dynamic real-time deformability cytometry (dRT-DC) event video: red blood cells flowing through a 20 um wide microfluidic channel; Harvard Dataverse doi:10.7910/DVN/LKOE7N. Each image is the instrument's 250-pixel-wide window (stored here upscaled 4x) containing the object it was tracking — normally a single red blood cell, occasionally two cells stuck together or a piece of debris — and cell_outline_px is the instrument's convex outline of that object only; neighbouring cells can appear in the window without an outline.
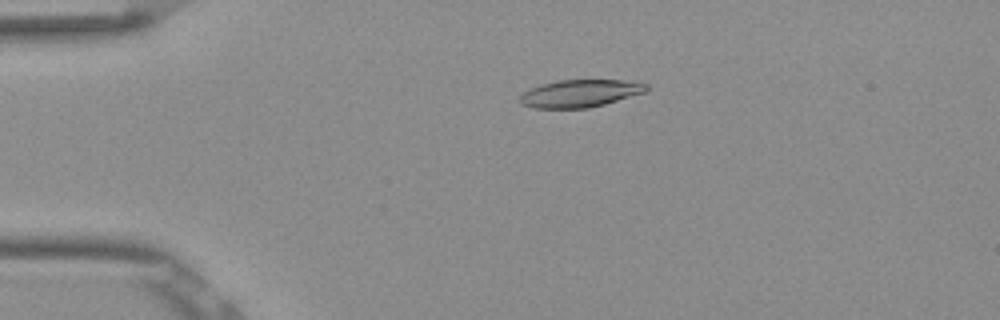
{"species": "Egyptian fruit bat (a non-hibernating species)", "species_latin": "Rousettus aegyptiacus", "temperature_condition": "room temperature", "stored_images_in_passage": 53, "camera_frame_rate_fps": 3000, "um_per_image_px": 0.085, "frame": {"image": 1, "passage_image": 12, "time_ms": 3.667, "image_size_px": [1000, 320], "cell_outline_px": [[648, 88], [644, 92], [604, 104], [588, 108], [532, 108], [520, 104], [516, 100], [524, 92], [540, 84], [556, 80], [624, 80], [648, 84]], "centroid_in_image_um": [49.24, 7.94], "position_along_channel_um": 35.8, "area_um2": 20.29}}
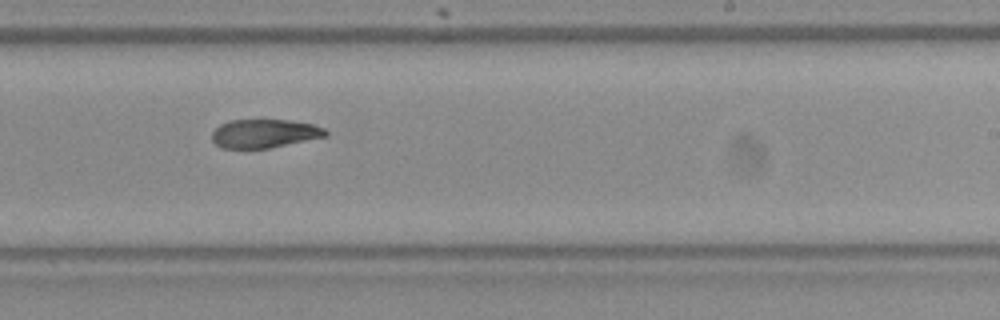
{"frame": {"image": 2, "passage_image": 33, "time_ms": 10.667, "image_size_px": [1000, 320], "cell_outline_px": [[328, 136], [268, 148], [220, 148], [212, 140], [212, 132], [220, 124], [232, 120], [288, 120], [312, 124], [324, 128], [328, 132]], "centroid_in_image_um": [22.47, 11.35], "position_along_channel_um": 266.5, "area_um2": 18.84}}
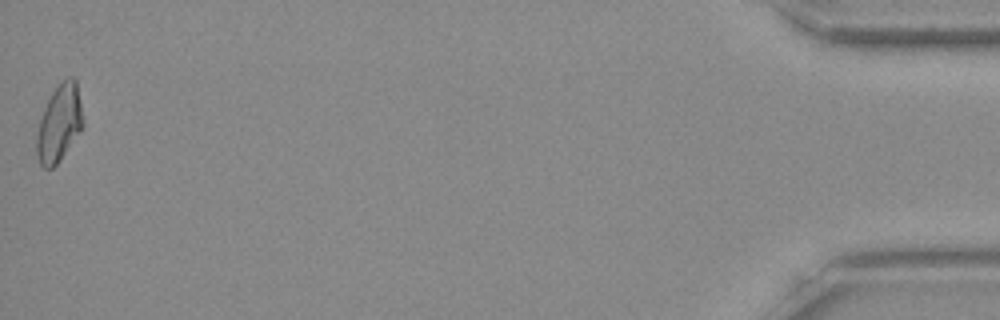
{"frame": {"image": 3, "passage_image": 53, "time_ms": 17.333, "image_size_px": [1000, 320], "cell_outline_px": [[84, 128], [56, 164], [52, 168], [44, 168], [40, 164], [36, 152], [36, 136], [40, 120], [44, 108], [52, 92], [60, 80], [68, 76], [72, 76], [76, 80], [84, 120]], "centroid_in_image_um": [5.06, 10.45], "position_along_channel_um": 430.1, "area_um2": 20.92}, "authors_computed_cell_mechanics": {"area_um2": 20.3456, "velocity_mm_per_s": 3.8717, "shape_relaxation_time_tau1_ms": 5.1677, "shape_relaxation_time_tau2_ms": 10.2811, "deformation_change_tau1": 0.1705, "deformation_change_tau2": 0.1956}}